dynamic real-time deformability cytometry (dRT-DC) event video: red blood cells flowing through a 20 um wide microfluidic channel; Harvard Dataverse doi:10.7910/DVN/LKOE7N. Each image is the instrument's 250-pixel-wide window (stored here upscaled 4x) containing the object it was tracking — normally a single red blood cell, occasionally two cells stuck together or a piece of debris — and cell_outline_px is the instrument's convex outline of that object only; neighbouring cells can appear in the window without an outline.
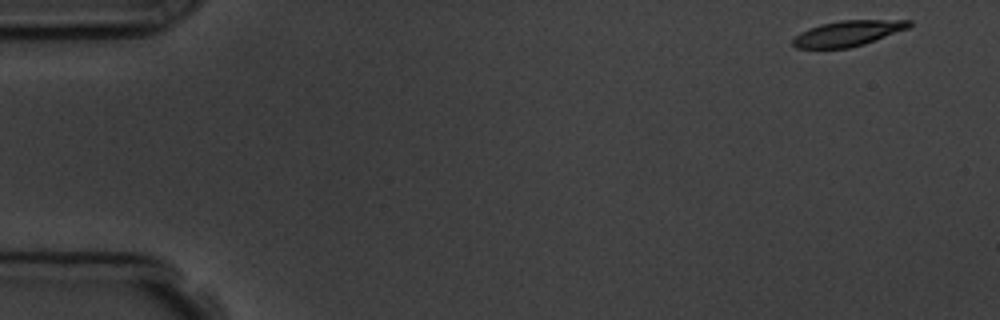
{"species": "common noctule bat (a hibernating species)", "species_latin": "Nyctalus noctula", "temperature_condition": "room temperature", "stored_images_in_passage": 3, "camera_frame_rate_fps": 3000, "um_per_image_px": 0.085, "animal": {"sex": "male", "body_mass_g": 19.5, "forearm_length_mm": 54.6}, "frame": {"image": 1, "passage_image": 1, "time_ms": 0.0, "image_size_px": [1000, 320], "cell_outline_px": [[912, 24], [908, 28], [864, 44], [848, 48], [796, 48], [792, 44], [792, 40], [800, 32], [808, 28], [820, 24], [840, 20], [912, 20]], "centroid_in_image_um": [72.05, 2.83], "position_along_channel_um": 13.0, "area_um2": 17.22}}